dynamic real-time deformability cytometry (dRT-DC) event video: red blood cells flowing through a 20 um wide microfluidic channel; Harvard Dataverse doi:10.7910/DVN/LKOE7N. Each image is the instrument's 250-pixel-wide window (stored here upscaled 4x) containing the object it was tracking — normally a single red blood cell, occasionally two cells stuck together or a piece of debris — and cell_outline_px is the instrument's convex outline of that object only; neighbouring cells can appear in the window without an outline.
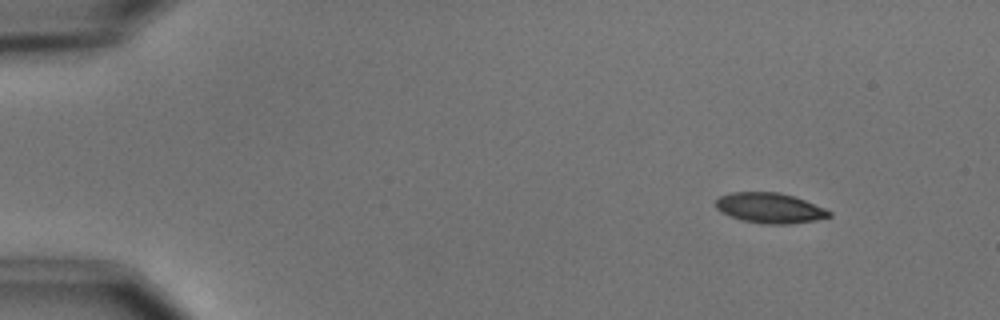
{"species": "common noctule bat (a hibernating species)", "species_latin": "Nyctalus noctula", "temperature_condition": "cold", "stored_images_in_passage": 4, "camera_frame_rate_fps": 3000, "um_per_image_px": 0.085, "animal": {"sex": "male", "body_mass_g": 15.6}, "frame": {"image": 1, "passage_image": 1, "time_ms": 0.0, "image_size_px": [1000, 320], "cell_outline_px": [[832, 216], [816, 220], [788, 224], [764, 224], [744, 220], [732, 216], [716, 208], [716, 200], [720, 196], [732, 192], [780, 192], [804, 200], [824, 208], [832, 212]], "centroid_in_image_um": [65.46, 17.68], "position_along_channel_um": 19.5, "area_um2": 19.71}}
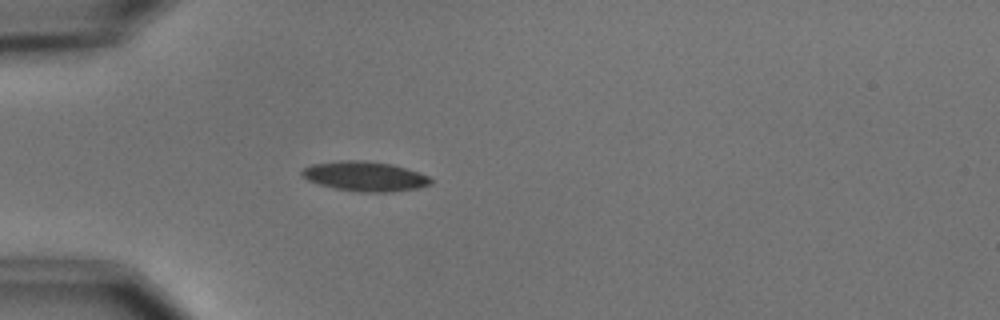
{"frame": {"image": 2, "passage_image": 4, "time_ms": 3.333, "image_size_px": [1000, 320], "cell_outline_px": [[432, 184], [420, 188], [392, 192], [360, 192], [336, 188], [320, 184], [308, 180], [300, 172], [304, 168], [312, 164], [340, 160], [364, 160], [392, 164], [428, 176], [432, 180]], "centroid_in_image_um": [31.04, 14.99], "position_along_channel_um": 54.0, "area_um2": 22.2}}